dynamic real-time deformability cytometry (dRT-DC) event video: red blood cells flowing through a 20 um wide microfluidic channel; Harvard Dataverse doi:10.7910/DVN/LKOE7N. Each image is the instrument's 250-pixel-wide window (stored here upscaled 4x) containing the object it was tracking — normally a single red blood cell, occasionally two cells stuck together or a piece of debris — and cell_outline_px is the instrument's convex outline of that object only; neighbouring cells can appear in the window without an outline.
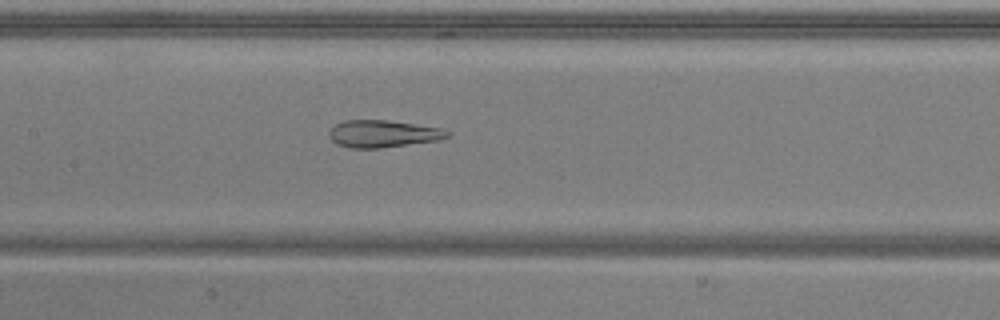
{"species": "common noctule bat (a hibernating species)", "species_latin": "Nyctalus noctula", "temperature_condition": "warm", "stored_images_in_passage": 52, "camera_frame_rate_fps": 3000, "um_per_image_px": 0.085, "animal": {"sex": "male", "body_mass_g": 20.5, "forearm_length_mm": 52.5}, "frame": {"image": 1, "passage_image": 25, "time_ms": 8.0, "image_size_px": [1000, 320], "cell_outline_px": [[452, 132], [448, 136], [440, 140], [380, 148], [352, 148], [336, 144], [328, 136], [328, 132], [336, 124], [344, 120], [388, 120], [444, 128]], "centroid_in_image_um": [32.58, 11.36], "position_along_channel_um": 174.8, "area_um2": 18.9}}
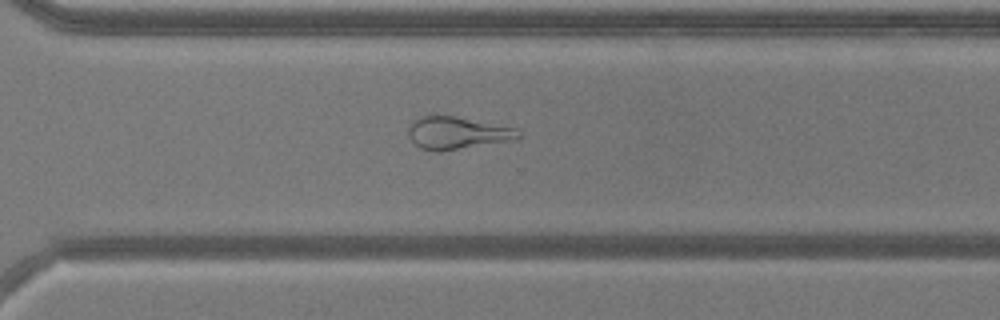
{"frame": {"image": 2, "passage_image": 37, "time_ms": 12.0, "image_size_px": [1000, 320], "cell_outline_px": [[520, 136], [516, 140], [456, 148], [420, 148], [408, 136], [408, 124], [416, 116], [428, 112], [456, 116], [516, 128], [520, 132]], "centroid_in_image_um": [38.8, 11.2], "position_along_channel_um": 331.8, "area_um2": 20.69}}
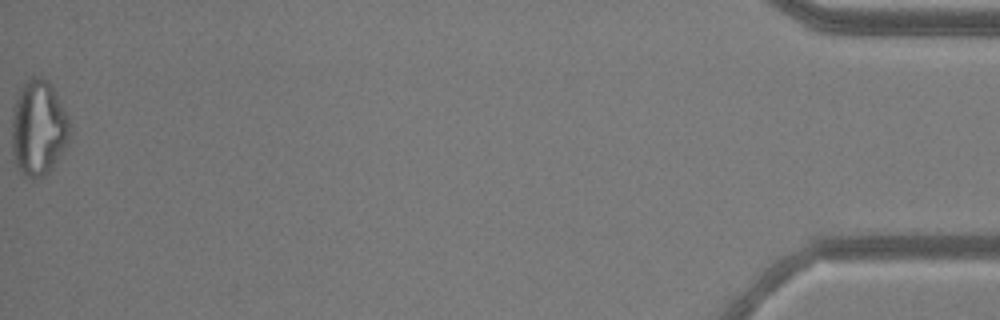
{"frame": {"image": 3, "passage_image": 52, "time_ms": 17.0, "image_size_px": [1000, 320], "cell_outline_px": [[72, 128], [68, 140], [64, 148], [52, 168], [44, 176], [32, 180], [16, 164], [12, 152], [12, 116], [16, 100], [20, 88], [32, 76], [40, 76], [48, 80], [56, 92], [68, 116]], "centroid_in_image_um": [3.29, 10.86], "position_along_channel_um": 431.9, "area_um2": 32.19}, "authors_computed_cell_mechanics": {"area_um2": 26.1256, "velocity_mm_per_s": 3.9353, "shape_relaxation_time_tau1_ms": null, "shape_relaxation_time_tau2_ms": 2.7655, "deformation_change_tau1": null, "deformation_change_tau2": 0.0807}}